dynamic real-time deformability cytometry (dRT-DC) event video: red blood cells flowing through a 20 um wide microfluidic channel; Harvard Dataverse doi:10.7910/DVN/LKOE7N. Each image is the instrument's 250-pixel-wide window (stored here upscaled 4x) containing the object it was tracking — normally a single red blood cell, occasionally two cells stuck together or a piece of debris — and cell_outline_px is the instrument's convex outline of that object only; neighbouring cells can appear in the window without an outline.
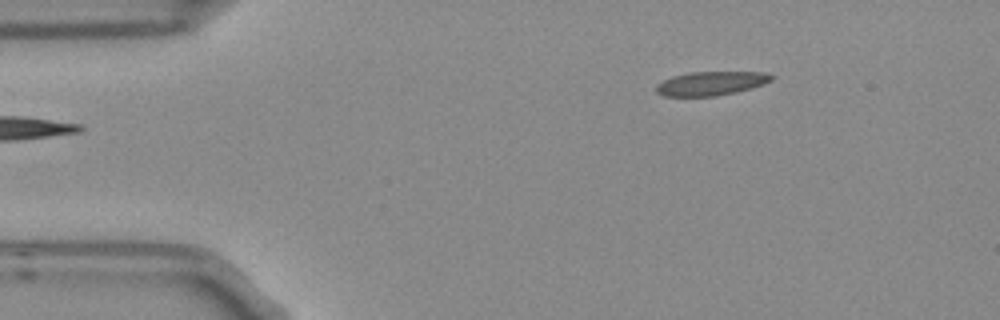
{"species": "Egyptian fruit bat (a non-hibernating species)", "species_latin": "Rousettus aegyptiacus", "temperature_condition": "room temperature", "stored_images_in_passage": 2, "camera_frame_rate_fps": 3000, "um_per_image_px": 0.085, "frame": {"image": 1, "passage_image": 2, "time_ms": 0.333, "image_size_px": [1000, 320], "cell_outline_px": [[776, 76], [772, 80], [764, 84], [752, 88], [736, 92], [716, 96], [664, 96], [656, 92], [656, 84], [672, 76], [688, 72], [764, 72]], "centroid_in_image_um": [60.45, 7.08], "position_along_channel_um": 24.5, "area_um2": 16.18}}